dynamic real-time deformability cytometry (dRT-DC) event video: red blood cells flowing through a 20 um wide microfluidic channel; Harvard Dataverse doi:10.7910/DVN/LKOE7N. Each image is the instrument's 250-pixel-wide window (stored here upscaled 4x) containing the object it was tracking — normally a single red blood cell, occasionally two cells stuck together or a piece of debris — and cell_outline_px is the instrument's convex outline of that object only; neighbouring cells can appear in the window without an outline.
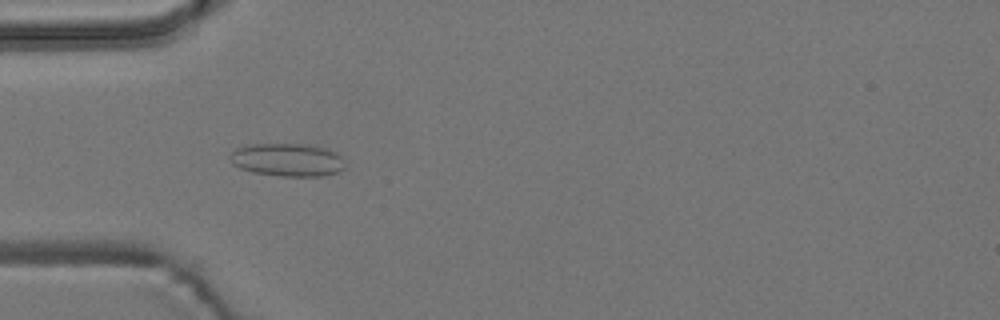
{"species": "common noctule bat (a hibernating species)", "species_latin": "Nyctalus noctula", "temperature_condition": "room temperature", "stored_images_in_passage": 6, "camera_frame_rate_fps": 3000, "um_per_image_px": 0.085, "animal": {"sex": "male", "body_mass_g": 19.2, "forearm_length_mm": 51.8}, "frame": {"image": 1, "passage_image": 5, "time_ms": 4.667, "image_size_px": [1000, 320], "cell_outline_px": [[344, 168], [336, 172], [320, 176], [280, 176], [252, 172], [240, 168], [232, 164], [228, 160], [228, 156], [236, 148], [248, 144], [300, 144], [324, 148], [336, 152], [340, 156]], "centroid_in_image_um": [24.34, 13.58], "position_along_channel_um": 60.7, "area_um2": 22.02}}